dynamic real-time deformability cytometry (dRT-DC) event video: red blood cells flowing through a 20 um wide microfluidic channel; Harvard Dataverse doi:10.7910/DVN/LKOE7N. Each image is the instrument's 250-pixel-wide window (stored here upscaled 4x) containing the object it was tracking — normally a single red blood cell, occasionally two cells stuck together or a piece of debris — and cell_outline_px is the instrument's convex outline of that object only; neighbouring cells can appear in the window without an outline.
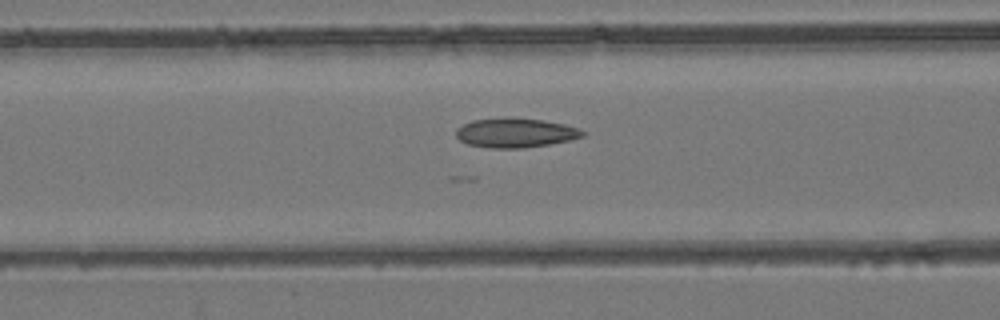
{"species": "common noctule bat (a hibernating species)", "species_latin": "Nyctalus noctula", "temperature_condition": "room temperature", "stored_images_in_passage": 54, "camera_frame_rate_fps": 3000, "um_per_image_px": 0.085, "animal": {"sex": "female", "body_mass_g": 24.6, "forearm_length_mm": 56.2}, "frame": {"image": 1, "passage_image": 22, "time_ms": 7.0, "image_size_px": [1000, 320], "cell_outline_px": [[584, 136], [568, 140], [548, 144], [524, 148], [488, 148], [468, 144], [460, 140], [456, 136], [456, 128], [472, 120], [508, 116], [544, 120], [564, 124], [576, 128], [584, 132]], "centroid_in_image_um": [43.76, 11.27], "position_along_channel_um": 122.8, "area_um2": 21.79}}
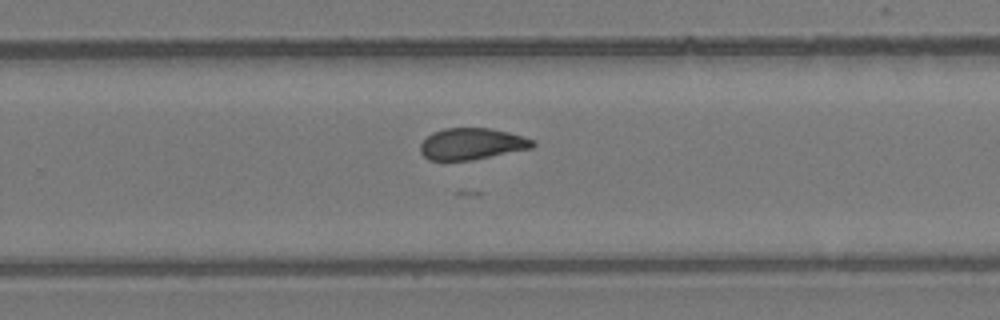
{"frame": {"image": 2, "passage_image": 35, "time_ms": 11.333, "image_size_px": [1000, 320], "cell_outline_px": [[536, 144], [532, 148], [472, 160], [428, 160], [420, 152], [420, 144], [432, 132], [444, 128], [492, 128], [508, 132], [532, 140]], "centroid_in_image_um": [40.07, 12.23], "position_along_channel_um": 289.7, "area_um2": 20.52}}
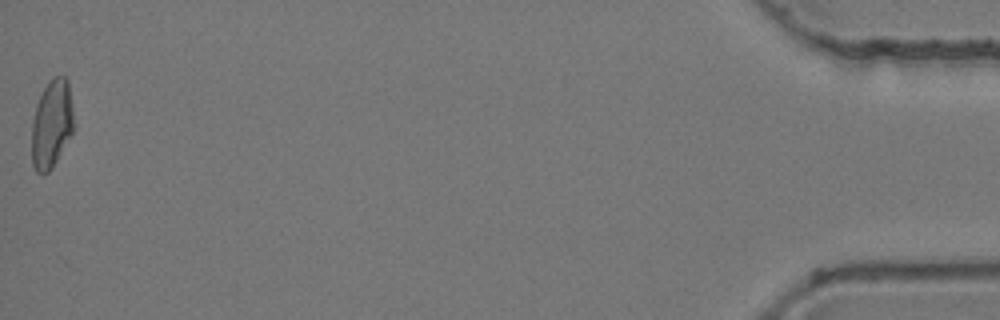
{"frame": {"image": 3, "passage_image": 54, "time_ms": 17.667, "image_size_px": [1000, 320], "cell_outline_px": [[76, 124], [72, 132], [52, 168], [48, 172], [36, 172], [32, 164], [32, 120], [36, 104], [48, 80], [52, 76], [64, 76], [68, 80]], "centroid_in_image_um": [4.41, 10.49], "position_along_channel_um": 430.8, "area_um2": 21.85}, "authors_computed_cell_mechanics": {"area_um2": 21.4727, "velocity_mm_per_s": 3.8608, "shape_relaxation_time_tau1_ms": null, "shape_relaxation_time_tau2_ms": 2.2873, "deformation_change_tau1": null, "deformation_change_tau2": 0.0817}}